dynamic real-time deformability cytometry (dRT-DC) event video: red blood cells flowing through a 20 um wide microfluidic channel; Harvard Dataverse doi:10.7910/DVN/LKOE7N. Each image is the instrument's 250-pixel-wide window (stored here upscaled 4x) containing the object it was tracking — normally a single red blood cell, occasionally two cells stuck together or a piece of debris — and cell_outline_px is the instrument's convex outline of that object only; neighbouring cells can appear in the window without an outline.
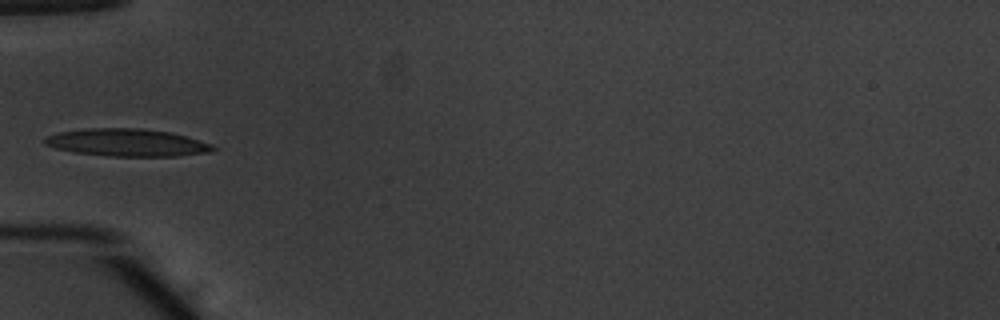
{"species": "common noctule bat (a hibernating species)", "species_latin": "Nyctalus noctula", "temperature_condition": "warm", "stored_images_in_passage": 36, "camera_frame_rate_fps": 3000, "um_per_image_px": 0.085, "animal": {"sex": "male", "body_mass_g": 20.1, "forearm_length_mm": 53.5}, "frame": {"image": 1, "passage_image": 1, "time_ms": 0.0, "image_size_px": [1000, 320], "cell_outline_px": [[216, 148], [212, 152], [176, 156], [108, 156], [72, 152], [56, 148], [44, 144], [44, 140], [48, 136], [60, 132], [84, 128], [140, 128], [168, 132], [184, 136], [212, 144]], "centroid_in_image_um": [10.79, 12.12], "position_along_channel_um": 74.2, "area_um2": 26.82}}
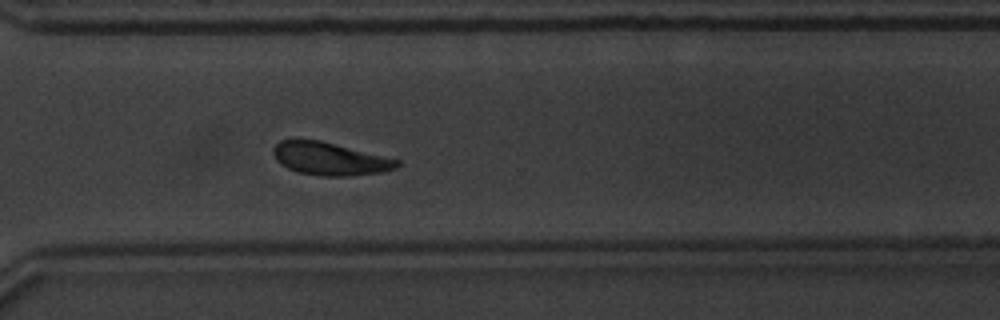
{"frame": {"image": 2, "passage_image": 22, "time_ms": 7.0, "image_size_px": [1000, 320], "cell_outline_px": [[400, 164], [396, 168], [380, 172], [348, 176], [324, 176], [300, 172], [288, 168], [280, 164], [276, 160], [272, 152], [272, 148], [280, 140], [320, 140], [400, 160]], "centroid_in_image_um": [28.01, 13.49], "position_along_channel_um": 342.6, "area_um2": 23.41}}
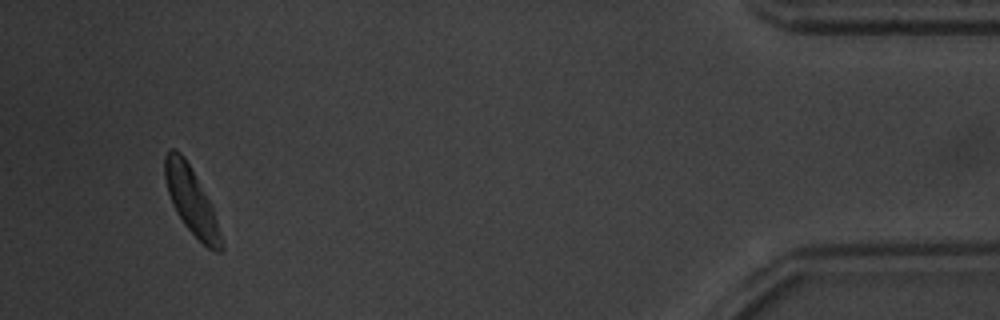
{"frame": {"image": 3, "passage_image": 33, "time_ms": 10.667, "image_size_px": [1000, 320], "cell_outline_px": [[224, 248], [220, 252], [216, 252], [208, 248], [184, 224], [176, 212], [172, 204], [168, 192], [164, 176], [164, 156], [172, 148], [180, 152], [184, 156], [212, 204], [224, 244]], "centroid_in_image_um": [16.28, 17.07], "position_along_channel_um": 418.9, "area_um2": 21.79}, "authors_computed_cell_mechanics": {"area_um2": 24.2182, "velocity_mm_per_s": 3.831, "shape_relaxation_time_tau1_ms": 2.7779, "shape_relaxation_time_tau2_ms": 3.5594, "deformation_change_tau1": 0.1562, "deformation_change_tau2": 0.109}}